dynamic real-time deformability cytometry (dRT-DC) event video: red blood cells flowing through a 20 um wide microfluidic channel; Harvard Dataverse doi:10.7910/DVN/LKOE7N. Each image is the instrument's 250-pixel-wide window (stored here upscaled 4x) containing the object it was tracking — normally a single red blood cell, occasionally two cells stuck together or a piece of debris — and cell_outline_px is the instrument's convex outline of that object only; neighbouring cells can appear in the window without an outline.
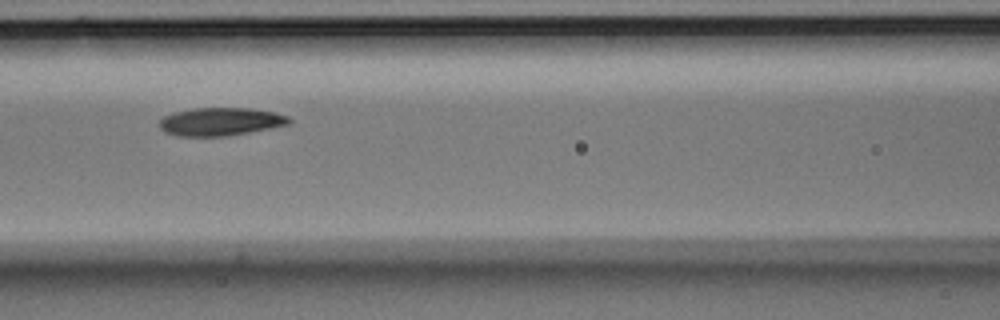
{"species": "Egyptian fruit bat (a non-hibernating species)", "species_latin": "Rousettus aegyptiacus", "temperature_condition": "room temperature", "stored_images_in_passage": 9, "camera_frame_rate_fps": 3000, "um_per_image_px": 0.085, "animal": {"sex": "male"}, "frame": {"image": 1, "passage_image": 7, "time_ms": 2.0, "image_size_px": [1000, 320], "cell_outline_px": [[292, 124], [272, 128], [228, 136], [176, 136], [164, 132], [160, 128], [160, 120], [164, 116], [176, 112], [192, 108], [248, 108], [276, 112], [288, 116], [292, 120]], "centroid_in_image_um": [18.79, 10.34], "position_along_channel_um": 147.8, "area_um2": 21.39}}
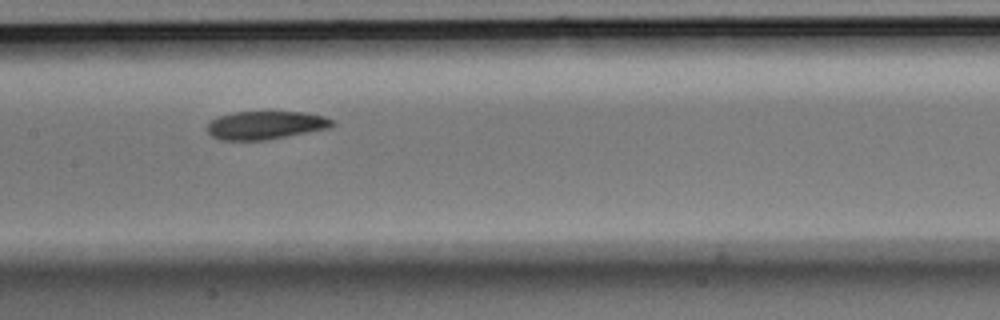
{"frame": {"image": 2, "passage_image": 8, "time_ms": 2.333, "image_size_px": [1000, 320], "cell_outline_px": [[336, 124], [332, 128], [268, 140], [220, 140], [212, 136], [208, 132], [208, 124], [216, 116], [232, 112], [304, 112], [324, 116], [332, 120]], "centroid_in_image_um": [22.61, 10.64], "position_along_channel_um": 184.8, "area_um2": 20.81}}
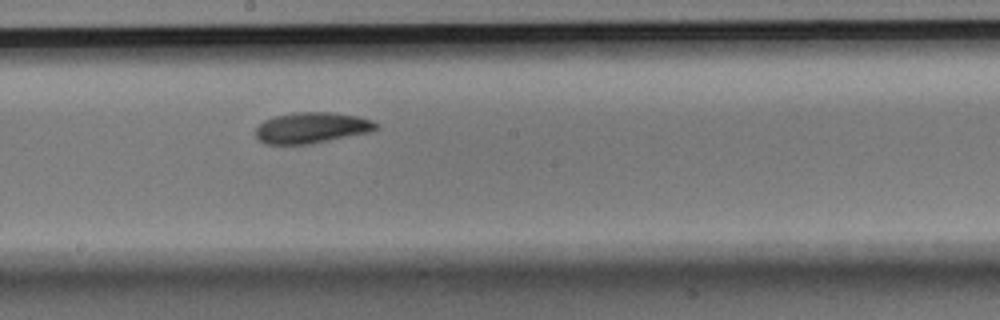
{"frame": {"image": 3, "passage_image": 9, "time_ms": 2.667, "image_size_px": [1000, 320], "cell_outline_px": [[380, 128], [372, 132], [312, 144], [264, 144], [256, 136], [256, 128], [264, 120], [276, 116], [292, 112], [328, 112], [356, 116], [372, 120], [380, 124]], "centroid_in_image_um": [26.54, 10.87], "position_along_channel_um": 221.7, "area_um2": 21.91}}